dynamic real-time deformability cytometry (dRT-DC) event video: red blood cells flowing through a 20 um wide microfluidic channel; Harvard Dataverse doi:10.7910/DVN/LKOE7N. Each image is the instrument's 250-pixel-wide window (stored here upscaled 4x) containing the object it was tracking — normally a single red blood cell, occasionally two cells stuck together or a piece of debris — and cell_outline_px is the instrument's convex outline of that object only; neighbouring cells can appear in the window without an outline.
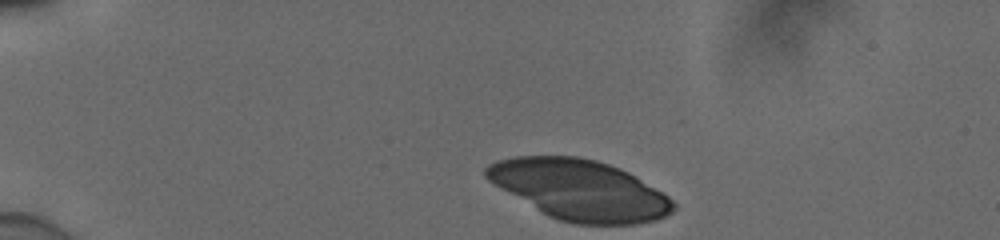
{"species": "human", "species_latin": "Homo sapiens", "temperature_condition": "cold", "stored_images_in_passage": 38, "camera_frame_rate_fps": 3000, "um_per_image_px": 0.085, "donor": {"sex": "male"}, "frame": {"image": 1, "passage_image": 1, "time_ms": 0.0, "image_size_px": [1000, 240], "cell_outline_px": [[676, 208], [672, 212], [656, 220], [636, 224], [572, 224], [556, 220], [548, 216], [500, 188], [488, 180], [484, 176], [484, 168], [488, 164], [496, 160], [516, 156], [576, 156], [596, 160], [620, 168], [628, 172], [668, 196], [676, 204]], "centroid_in_image_um": [49.25, 16.14], "position_along_channel_um": 35.8, "area_um2": 65.66}}